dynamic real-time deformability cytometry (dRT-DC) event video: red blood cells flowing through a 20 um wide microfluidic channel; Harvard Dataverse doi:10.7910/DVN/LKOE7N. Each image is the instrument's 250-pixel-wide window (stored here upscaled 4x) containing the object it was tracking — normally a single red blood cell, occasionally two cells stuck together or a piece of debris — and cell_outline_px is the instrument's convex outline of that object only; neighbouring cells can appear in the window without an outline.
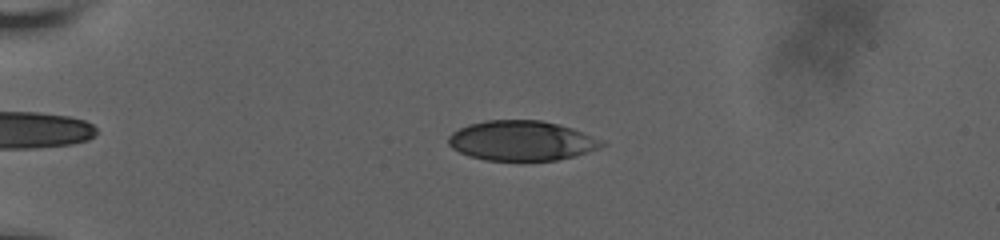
{"species": "human", "species_latin": "Homo sapiens", "temperature_condition": "room temperature", "stored_images_in_passage": 59, "camera_frame_rate_fps": 3000, "um_per_image_px": 0.085, "donor": {"sex": "male"}, "frame": {"image": 1, "passage_image": 16, "time_ms": 5.0, "image_size_px": [1000, 240], "cell_outline_px": [[608, 144], [600, 148], [576, 156], [556, 160], [484, 160], [468, 156], [452, 148], [448, 144], [448, 136], [452, 132], [468, 124], [488, 120], [540, 120], [560, 124], [584, 132], [604, 140]], "centroid_in_image_um": [44.37, 11.96], "position_along_channel_um": 40.6, "area_um2": 35.95}}
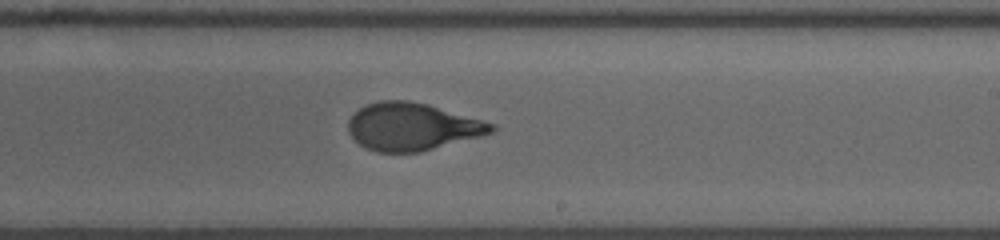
{"frame": {"image": 2, "passage_image": 38, "time_ms": 12.333, "image_size_px": [1000, 240], "cell_outline_px": [[496, 128], [492, 132], [480, 136], [420, 152], [376, 152], [360, 144], [348, 132], [348, 120], [360, 108], [368, 104], [380, 100], [408, 100], [428, 104], [496, 124]], "centroid_in_image_um": [35.04, 10.76], "position_along_channel_um": 254.0, "area_um2": 39.36}}
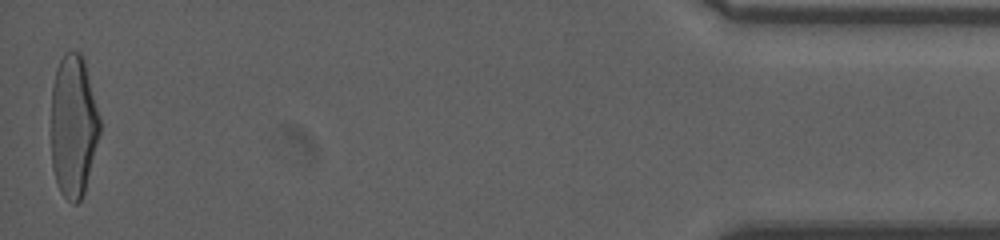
{"frame": {"image": 3, "passage_image": 59, "time_ms": 19.333, "image_size_px": [1000, 240], "cell_outline_px": [[100, 132], [84, 192], [80, 200], [76, 204], [72, 204], [60, 192], [52, 168], [52, 88], [56, 68], [64, 52], [80, 52], [84, 60], [100, 116]], "centroid_in_image_um": [6.24, 10.71], "position_along_channel_um": 429.0, "area_um2": 40.17}, "authors_computed_cell_mechanics": {"area_um2": 39.3618, "velocity_mm_per_s": 3.6592, "shape_relaxation_time_tau1_ms": 5.4412, "shape_relaxation_time_tau2_ms": 0.712, "deformation_change_tau1": 0.2129, "deformation_change_tau2": 0.075}}